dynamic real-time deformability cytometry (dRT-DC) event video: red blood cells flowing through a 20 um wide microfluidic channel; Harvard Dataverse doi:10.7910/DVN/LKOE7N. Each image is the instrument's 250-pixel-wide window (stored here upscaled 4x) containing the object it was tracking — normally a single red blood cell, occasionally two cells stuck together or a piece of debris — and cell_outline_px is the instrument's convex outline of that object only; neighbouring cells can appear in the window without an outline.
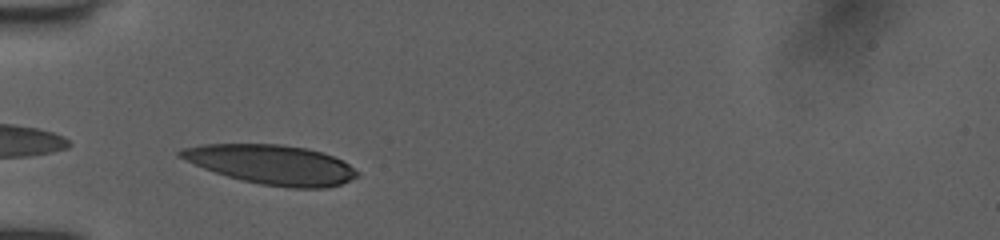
{"species": "human", "species_latin": "Homo sapiens", "temperature_condition": "room temperature", "stored_images_in_passage": 29, "camera_frame_rate_fps": 3000, "um_per_image_px": 0.085, "donor": {"sex": "female"}, "frame": {"image": 1, "passage_image": 1, "time_ms": 0.0, "image_size_px": [1000, 240], "cell_outline_px": [[360, 176], [340, 184], [324, 188], [288, 188], [260, 184], [240, 180], [204, 168], [176, 156], [176, 152], [180, 148], [204, 144], [280, 144], [308, 148], [332, 156], [348, 164], [360, 172]], "centroid_in_image_um": [23.07, 13.99], "position_along_channel_um": 61.9, "area_um2": 40.69}}
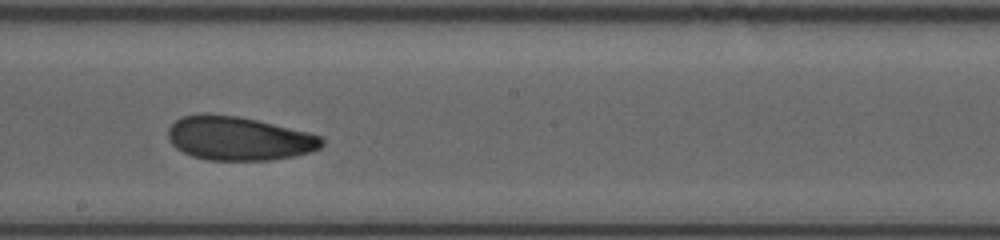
{"frame": {"image": 2, "passage_image": 14, "time_ms": 4.333, "image_size_px": [1000, 240], "cell_outline_px": [[324, 144], [320, 148], [312, 152], [292, 156], [268, 160], [208, 160], [192, 156], [176, 148], [168, 140], [168, 128], [180, 116], [236, 116], [256, 120], [308, 132], [324, 136]], "centroid_in_image_um": [20.34, 11.8], "position_along_channel_um": 227.9, "area_um2": 38.67}}
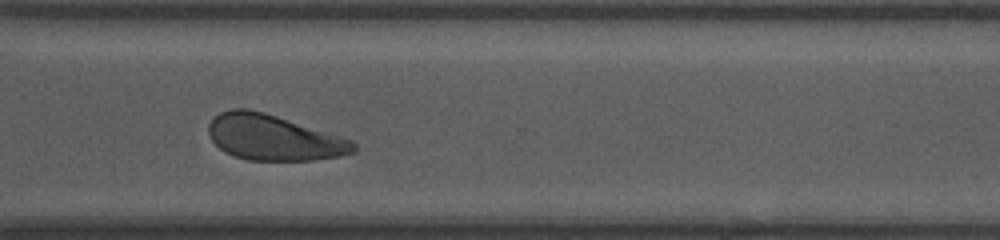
{"frame": {"image": 3, "passage_image": 23, "time_ms": 7.333, "image_size_px": [1000, 240], "cell_outline_px": [[356, 152], [340, 156], [312, 160], [248, 160], [224, 152], [208, 136], [208, 124], [220, 112], [232, 108], [248, 108], [264, 112], [344, 136], [352, 140], [356, 144]], "centroid_in_image_um": [23.28, 11.68], "position_along_channel_um": 347.3, "area_um2": 38.73}, "authors_computed_cell_mechanics": {"area_um2": 39.593, "velocity_mm_per_s": 4.003, "shape_relaxation_time_tau1_ms": 4.109, "shape_relaxation_time_tau2_ms": 2.3052, "deformation_change_tau1": 0.1309, "deformation_change_tau2": 0.0852}}